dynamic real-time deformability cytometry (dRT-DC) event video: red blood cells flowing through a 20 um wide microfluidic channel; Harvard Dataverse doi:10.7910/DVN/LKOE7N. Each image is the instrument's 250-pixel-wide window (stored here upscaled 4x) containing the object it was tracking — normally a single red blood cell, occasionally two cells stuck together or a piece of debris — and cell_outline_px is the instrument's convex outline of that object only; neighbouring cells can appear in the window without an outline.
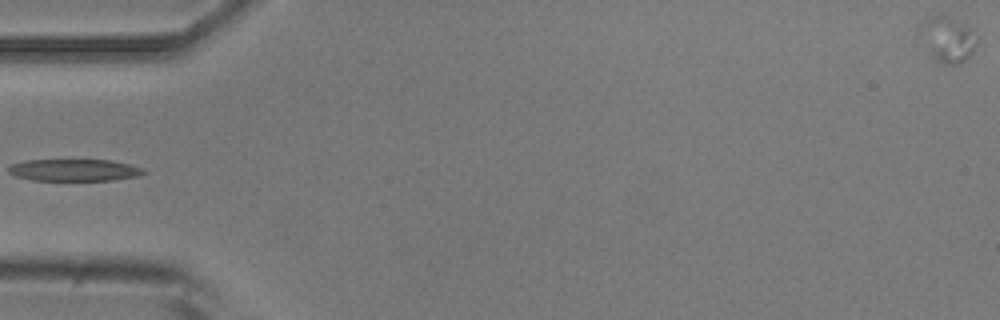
{"species": "common noctule bat (a hibernating species)", "species_latin": "Nyctalus noctula", "temperature_condition": "room temperature", "stored_images_in_passage": 5, "segment_of_instrument_passage": [2, 2], "camera_frame_rate_fps": 3000, "um_per_image_px": 0.085, "animal": {"sex": "male", "body_mass_g": 20.5, "forearm_length_mm": 52.5}, "frame": {"image": 1, "passage_image": 5, "time_ms": 4.667, "image_size_px": [1000, 320], "cell_outline_px": [[976, 44], [972, 52], [960, 64], [940, 64], [932, 56], [916, 36], [916, 28], [932, 16], [940, 12], [944, 12], [968, 28]], "centroid_in_image_um": [80.41, 3.32], "position_along_channel_um": 4.6, "area_um2": 15.2}}